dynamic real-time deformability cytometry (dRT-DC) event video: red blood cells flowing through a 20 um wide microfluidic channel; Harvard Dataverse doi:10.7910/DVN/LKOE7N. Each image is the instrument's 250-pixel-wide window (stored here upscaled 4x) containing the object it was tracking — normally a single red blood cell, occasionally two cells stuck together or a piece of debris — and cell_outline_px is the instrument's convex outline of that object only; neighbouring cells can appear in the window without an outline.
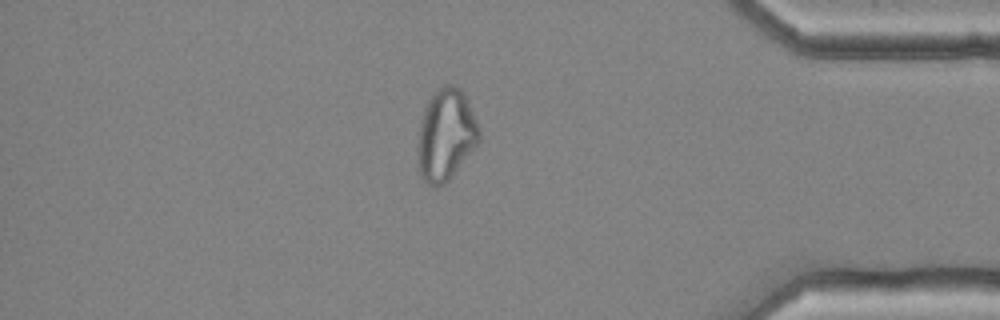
{"species": "common noctule bat (a hibernating species)", "species_latin": "Nyctalus noctula", "temperature_condition": "cold", "stored_images_in_passage": 57, "camera_frame_rate_fps": 3000, "um_per_image_px": 0.085, "animal": {"sex": "female", "body_mass_g": 25.1}, "frame": {"image": 1, "passage_image": 49, "time_ms": 16.0, "image_size_px": [1000, 320], "cell_outline_px": [[480, 140], [452, 176], [444, 184], [436, 188], [428, 184], [420, 176], [416, 152], [416, 148], [420, 120], [424, 108], [428, 100], [444, 84], [456, 84], [460, 88], [468, 100], [480, 128]], "centroid_in_image_um": [37.88, 11.47], "position_along_channel_um": 397.3, "area_um2": 33.12}}